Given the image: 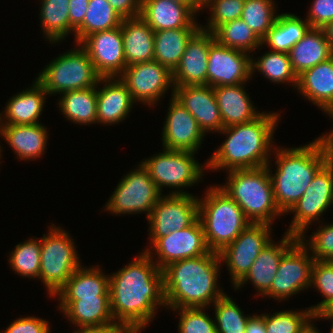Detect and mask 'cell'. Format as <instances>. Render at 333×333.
I'll return each mask as SVG.
<instances>
[{"label": "cell", "instance_id": "obj_1", "mask_svg": "<svg viewBox=\"0 0 333 333\" xmlns=\"http://www.w3.org/2000/svg\"><path fill=\"white\" fill-rule=\"evenodd\" d=\"M148 248L125 267L109 276L111 312L115 323L131 333L144 330L157 307H166L163 272Z\"/></svg>", "mask_w": 333, "mask_h": 333}, {"label": "cell", "instance_id": "obj_2", "mask_svg": "<svg viewBox=\"0 0 333 333\" xmlns=\"http://www.w3.org/2000/svg\"><path fill=\"white\" fill-rule=\"evenodd\" d=\"M327 134V135H326ZM309 144L294 148H277L275 174L266 165L273 186L275 204L282 214L303 196L316 173L333 157V130Z\"/></svg>", "mask_w": 333, "mask_h": 333}, {"label": "cell", "instance_id": "obj_3", "mask_svg": "<svg viewBox=\"0 0 333 333\" xmlns=\"http://www.w3.org/2000/svg\"><path fill=\"white\" fill-rule=\"evenodd\" d=\"M278 113L261 114L254 120L223 128L219 133L226 134L225 141L209 157L205 170L251 169L265 167L269 162L279 117Z\"/></svg>", "mask_w": 333, "mask_h": 333}, {"label": "cell", "instance_id": "obj_4", "mask_svg": "<svg viewBox=\"0 0 333 333\" xmlns=\"http://www.w3.org/2000/svg\"><path fill=\"white\" fill-rule=\"evenodd\" d=\"M221 264L219 253L210 251L166 266L162 270L166 307L179 309L211 306L225 294L217 287Z\"/></svg>", "mask_w": 333, "mask_h": 333}, {"label": "cell", "instance_id": "obj_5", "mask_svg": "<svg viewBox=\"0 0 333 333\" xmlns=\"http://www.w3.org/2000/svg\"><path fill=\"white\" fill-rule=\"evenodd\" d=\"M221 187L242 209L251 223L273 224L283 216L275 204L267 167L231 170Z\"/></svg>", "mask_w": 333, "mask_h": 333}, {"label": "cell", "instance_id": "obj_6", "mask_svg": "<svg viewBox=\"0 0 333 333\" xmlns=\"http://www.w3.org/2000/svg\"><path fill=\"white\" fill-rule=\"evenodd\" d=\"M207 189L205 197L198 199V218L203 225L209 250L219 253L251 222L219 185Z\"/></svg>", "mask_w": 333, "mask_h": 333}, {"label": "cell", "instance_id": "obj_7", "mask_svg": "<svg viewBox=\"0 0 333 333\" xmlns=\"http://www.w3.org/2000/svg\"><path fill=\"white\" fill-rule=\"evenodd\" d=\"M76 46L56 57L36 77L49 95L100 86L101 77L86 50L79 43Z\"/></svg>", "mask_w": 333, "mask_h": 333}, {"label": "cell", "instance_id": "obj_8", "mask_svg": "<svg viewBox=\"0 0 333 333\" xmlns=\"http://www.w3.org/2000/svg\"><path fill=\"white\" fill-rule=\"evenodd\" d=\"M73 239L69 233L51 225L48 235L41 238L39 279L50 297L65 285L69 277L81 266Z\"/></svg>", "mask_w": 333, "mask_h": 333}, {"label": "cell", "instance_id": "obj_9", "mask_svg": "<svg viewBox=\"0 0 333 333\" xmlns=\"http://www.w3.org/2000/svg\"><path fill=\"white\" fill-rule=\"evenodd\" d=\"M194 155L195 153L190 151L163 148V152L154 154L141 163L148 170L160 192L165 186L177 189L173 190L171 194L190 195L180 188L194 186L195 183L200 182L201 176L204 175V166L194 158Z\"/></svg>", "mask_w": 333, "mask_h": 333}, {"label": "cell", "instance_id": "obj_10", "mask_svg": "<svg viewBox=\"0 0 333 333\" xmlns=\"http://www.w3.org/2000/svg\"><path fill=\"white\" fill-rule=\"evenodd\" d=\"M136 168L118 182L119 184L105 205L106 211L119 216L127 213L146 212L148 219L162 193L142 163Z\"/></svg>", "mask_w": 333, "mask_h": 333}, {"label": "cell", "instance_id": "obj_11", "mask_svg": "<svg viewBox=\"0 0 333 333\" xmlns=\"http://www.w3.org/2000/svg\"><path fill=\"white\" fill-rule=\"evenodd\" d=\"M332 204L333 157L316 173L303 196L289 211L294 217L286 233L304 236L308 226L317 222Z\"/></svg>", "mask_w": 333, "mask_h": 333}, {"label": "cell", "instance_id": "obj_12", "mask_svg": "<svg viewBox=\"0 0 333 333\" xmlns=\"http://www.w3.org/2000/svg\"><path fill=\"white\" fill-rule=\"evenodd\" d=\"M315 259L308 248L298 239L283 255L270 290L264 297L284 301L308 289Z\"/></svg>", "mask_w": 333, "mask_h": 333}, {"label": "cell", "instance_id": "obj_13", "mask_svg": "<svg viewBox=\"0 0 333 333\" xmlns=\"http://www.w3.org/2000/svg\"><path fill=\"white\" fill-rule=\"evenodd\" d=\"M271 226L250 223L232 243L219 252L221 262L229 269L233 287L246 276L262 249L272 240Z\"/></svg>", "mask_w": 333, "mask_h": 333}, {"label": "cell", "instance_id": "obj_14", "mask_svg": "<svg viewBox=\"0 0 333 333\" xmlns=\"http://www.w3.org/2000/svg\"><path fill=\"white\" fill-rule=\"evenodd\" d=\"M198 199L192 194L161 195L147 219L150 246L160 237L192 225L198 219Z\"/></svg>", "mask_w": 333, "mask_h": 333}, {"label": "cell", "instance_id": "obj_15", "mask_svg": "<svg viewBox=\"0 0 333 333\" xmlns=\"http://www.w3.org/2000/svg\"><path fill=\"white\" fill-rule=\"evenodd\" d=\"M119 78L135 103L154 106L170 87L174 95L173 72L155 60L126 66Z\"/></svg>", "mask_w": 333, "mask_h": 333}, {"label": "cell", "instance_id": "obj_16", "mask_svg": "<svg viewBox=\"0 0 333 333\" xmlns=\"http://www.w3.org/2000/svg\"><path fill=\"white\" fill-rule=\"evenodd\" d=\"M242 50L210 43L207 63V85L230 86L246 83L251 79V56Z\"/></svg>", "mask_w": 333, "mask_h": 333}, {"label": "cell", "instance_id": "obj_17", "mask_svg": "<svg viewBox=\"0 0 333 333\" xmlns=\"http://www.w3.org/2000/svg\"><path fill=\"white\" fill-rule=\"evenodd\" d=\"M101 78L119 77L126 68L121 26L92 33L79 43Z\"/></svg>", "mask_w": 333, "mask_h": 333}, {"label": "cell", "instance_id": "obj_18", "mask_svg": "<svg viewBox=\"0 0 333 333\" xmlns=\"http://www.w3.org/2000/svg\"><path fill=\"white\" fill-rule=\"evenodd\" d=\"M149 247L154 249L158 258L155 262L161 270L173 262L199 257L210 252L199 218L189 227L160 237Z\"/></svg>", "mask_w": 333, "mask_h": 333}, {"label": "cell", "instance_id": "obj_19", "mask_svg": "<svg viewBox=\"0 0 333 333\" xmlns=\"http://www.w3.org/2000/svg\"><path fill=\"white\" fill-rule=\"evenodd\" d=\"M162 130L163 148L196 153L205 137L196 119L173 96Z\"/></svg>", "mask_w": 333, "mask_h": 333}, {"label": "cell", "instance_id": "obj_20", "mask_svg": "<svg viewBox=\"0 0 333 333\" xmlns=\"http://www.w3.org/2000/svg\"><path fill=\"white\" fill-rule=\"evenodd\" d=\"M173 97L196 119L206 133L220 132L224 127L213 87L188 85L174 88Z\"/></svg>", "mask_w": 333, "mask_h": 333}, {"label": "cell", "instance_id": "obj_21", "mask_svg": "<svg viewBox=\"0 0 333 333\" xmlns=\"http://www.w3.org/2000/svg\"><path fill=\"white\" fill-rule=\"evenodd\" d=\"M213 33L200 28L188 41L179 65L173 71L175 87L207 85V63Z\"/></svg>", "mask_w": 333, "mask_h": 333}, {"label": "cell", "instance_id": "obj_22", "mask_svg": "<svg viewBox=\"0 0 333 333\" xmlns=\"http://www.w3.org/2000/svg\"><path fill=\"white\" fill-rule=\"evenodd\" d=\"M299 239V237L285 233L278 244L271 240L266 245L246 276L234 287L238 289L247 282H252L262 297L270 290L274 276L277 273L282 255ZM275 242V243H274ZM249 280V281H248Z\"/></svg>", "mask_w": 333, "mask_h": 333}, {"label": "cell", "instance_id": "obj_23", "mask_svg": "<svg viewBox=\"0 0 333 333\" xmlns=\"http://www.w3.org/2000/svg\"><path fill=\"white\" fill-rule=\"evenodd\" d=\"M190 7L172 0H141V18L154 30L201 28Z\"/></svg>", "mask_w": 333, "mask_h": 333}, {"label": "cell", "instance_id": "obj_24", "mask_svg": "<svg viewBox=\"0 0 333 333\" xmlns=\"http://www.w3.org/2000/svg\"><path fill=\"white\" fill-rule=\"evenodd\" d=\"M101 83L104 86L97 87V124L111 126L124 121L135 102L126 85L119 77L101 78Z\"/></svg>", "mask_w": 333, "mask_h": 333}, {"label": "cell", "instance_id": "obj_25", "mask_svg": "<svg viewBox=\"0 0 333 333\" xmlns=\"http://www.w3.org/2000/svg\"><path fill=\"white\" fill-rule=\"evenodd\" d=\"M297 91L325 113L333 107V56L298 76Z\"/></svg>", "mask_w": 333, "mask_h": 333}, {"label": "cell", "instance_id": "obj_26", "mask_svg": "<svg viewBox=\"0 0 333 333\" xmlns=\"http://www.w3.org/2000/svg\"><path fill=\"white\" fill-rule=\"evenodd\" d=\"M58 301V308L77 328L117 324L111 312L110 296Z\"/></svg>", "mask_w": 333, "mask_h": 333}, {"label": "cell", "instance_id": "obj_27", "mask_svg": "<svg viewBox=\"0 0 333 333\" xmlns=\"http://www.w3.org/2000/svg\"><path fill=\"white\" fill-rule=\"evenodd\" d=\"M244 84L213 87L224 128L250 122L261 114L245 92Z\"/></svg>", "mask_w": 333, "mask_h": 333}, {"label": "cell", "instance_id": "obj_28", "mask_svg": "<svg viewBox=\"0 0 333 333\" xmlns=\"http://www.w3.org/2000/svg\"><path fill=\"white\" fill-rule=\"evenodd\" d=\"M31 85L30 88H26L8 100L5 110L2 112L4 125L39 123L38 119L42 115L43 106H45V97L49 94L36 79Z\"/></svg>", "mask_w": 333, "mask_h": 333}, {"label": "cell", "instance_id": "obj_29", "mask_svg": "<svg viewBox=\"0 0 333 333\" xmlns=\"http://www.w3.org/2000/svg\"><path fill=\"white\" fill-rule=\"evenodd\" d=\"M121 31L127 66L154 59V30L141 16L124 18Z\"/></svg>", "mask_w": 333, "mask_h": 333}, {"label": "cell", "instance_id": "obj_30", "mask_svg": "<svg viewBox=\"0 0 333 333\" xmlns=\"http://www.w3.org/2000/svg\"><path fill=\"white\" fill-rule=\"evenodd\" d=\"M48 136L47 128L41 122L31 125L3 126V139L21 160H34L44 155Z\"/></svg>", "mask_w": 333, "mask_h": 333}, {"label": "cell", "instance_id": "obj_31", "mask_svg": "<svg viewBox=\"0 0 333 333\" xmlns=\"http://www.w3.org/2000/svg\"><path fill=\"white\" fill-rule=\"evenodd\" d=\"M294 72L299 76L307 69L328 60L333 50L322 28H309L288 52Z\"/></svg>", "mask_w": 333, "mask_h": 333}, {"label": "cell", "instance_id": "obj_32", "mask_svg": "<svg viewBox=\"0 0 333 333\" xmlns=\"http://www.w3.org/2000/svg\"><path fill=\"white\" fill-rule=\"evenodd\" d=\"M58 300H80L110 296L109 275H105L98 266L89 268L80 266L67 280L54 297Z\"/></svg>", "mask_w": 333, "mask_h": 333}, {"label": "cell", "instance_id": "obj_33", "mask_svg": "<svg viewBox=\"0 0 333 333\" xmlns=\"http://www.w3.org/2000/svg\"><path fill=\"white\" fill-rule=\"evenodd\" d=\"M200 28L167 29L154 32V59L172 72L179 65L190 38Z\"/></svg>", "mask_w": 333, "mask_h": 333}, {"label": "cell", "instance_id": "obj_34", "mask_svg": "<svg viewBox=\"0 0 333 333\" xmlns=\"http://www.w3.org/2000/svg\"><path fill=\"white\" fill-rule=\"evenodd\" d=\"M309 28L308 21H303L294 13L279 14L274 25L262 39V46L267 44L273 51L288 54Z\"/></svg>", "mask_w": 333, "mask_h": 333}, {"label": "cell", "instance_id": "obj_35", "mask_svg": "<svg viewBox=\"0 0 333 333\" xmlns=\"http://www.w3.org/2000/svg\"><path fill=\"white\" fill-rule=\"evenodd\" d=\"M59 109L75 124L97 123V86L72 90L60 95Z\"/></svg>", "mask_w": 333, "mask_h": 333}, {"label": "cell", "instance_id": "obj_36", "mask_svg": "<svg viewBox=\"0 0 333 333\" xmlns=\"http://www.w3.org/2000/svg\"><path fill=\"white\" fill-rule=\"evenodd\" d=\"M39 19L45 39L53 44L70 34L69 0H41Z\"/></svg>", "mask_w": 333, "mask_h": 333}, {"label": "cell", "instance_id": "obj_37", "mask_svg": "<svg viewBox=\"0 0 333 333\" xmlns=\"http://www.w3.org/2000/svg\"><path fill=\"white\" fill-rule=\"evenodd\" d=\"M122 20L108 0H89L83 23L75 30V43L92 33L119 27Z\"/></svg>", "mask_w": 333, "mask_h": 333}, {"label": "cell", "instance_id": "obj_38", "mask_svg": "<svg viewBox=\"0 0 333 333\" xmlns=\"http://www.w3.org/2000/svg\"><path fill=\"white\" fill-rule=\"evenodd\" d=\"M251 74L256 70L261 72L271 83H292L296 88L298 76L294 72L289 55L283 52L267 51L260 58L253 60L251 57Z\"/></svg>", "mask_w": 333, "mask_h": 333}, {"label": "cell", "instance_id": "obj_39", "mask_svg": "<svg viewBox=\"0 0 333 333\" xmlns=\"http://www.w3.org/2000/svg\"><path fill=\"white\" fill-rule=\"evenodd\" d=\"M212 33L219 44L247 53L262 46V40L241 18L222 24Z\"/></svg>", "mask_w": 333, "mask_h": 333}, {"label": "cell", "instance_id": "obj_40", "mask_svg": "<svg viewBox=\"0 0 333 333\" xmlns=\"http://www.w3.org/2000/svg\"><path fill=\"white\" fill-rule=\"evenodd\" d=\"M41 239L30 238L15 246L9 258V264L18 275L39 279Z\"/></svg>", "mask_w": 333, "mask_h": 333}, {"label": "cell", "instance_id": "obj_41", "mask_svg": "<svg viewBox=\"0 0 333 333\" xmlns=\"http://www.w3.org/2000/svg\"><path fill=\"white\" fill-rule=\"evenodd\" d=\"M273 0H245L241 19L262 40L274 25L278 14Z\"/></svg>", "mask_w": 333, "mask_h": 333}, {"label": "cell", "instance_id": "obj_42", "mask_svg": "<svg viewBox=\"0 0 333 333\" xmlns=\"http://www.w3.org/2000/svg\"><path fill=\"white\" fill-rule=\"evenodd\" d=\"M217 333H245L250 316H245L226 293L213 303Z\"/></svg>", "mask_w": 333, "mask_h": 333}, {"label": "cell", "instance_id": "obj_43", "mask_svg": "<svg viewBox=\"0 0 333 333\" xmlns=\"http://www.w3.org/2000/svg\"><path fill=\"white\" fill-rule=\"evenodd\" d=\"M306 309L276 311L271 315L265 313L266 333H299L304 324L314 316L309 307Z\"/></svg>", "mask_w": 333, "mask_h": 333}, {"label": "cell", "instance_id": "obj_44", "mask_svg": "<svg viewBox=\"0 0 333 333\" xmlns=\"http://www.w3.org/2000/svg\"><path fill=\"white\" fill-rule=\"evenodd\" d=\"M207 308H179V333H217L215 321L204 311Z\"/></svg>", "mask_w": 333, "mask_h": 333}, {"label": "cell", "instance_id": "obj_45", "mask_svg": "<svg viewBox=\"0 0 333 333\" xmlns=\"http://www.w3.org/2000/svg\"><path fill=\"white\" fill-rule=\"evenodd\" d=\"M245 0H212L205 8L211 9L209 21L203 30L213 32L222 24L241 18Z\"/></svg>", "mask_w": 333, "mask_h": 333}, {"label": "cell", "instance_id": "obj_46", "mask_svg": "<svg viewBox=\"0 0 333 333\" xmlns=\"http://www.w3.org/2000/svg\"><path fill=\"white\" fill-rule=\"evenodd\" d=\"M310 286L317 288L316 290L324 297L320 303L309 308L315 315L327 302L333 299V261H314Z\"/></svg>", "mask_w": 333, "mask_h": 333}, {"label": "cell", "instance_id": "obj_47", "mask_svg": "<svg viewBox=\"0 0 333 333\" xmlns=\"http://www.w3.org/2000/svg\"><path fill=\"white\" fill-rule=\"evenodd\" d=\"M318 228L311 234V239L306 240V235L300 236L299 239L311 251L310 254L315 260L333 261V223Z\"/></svg>", "mask_w": 333, "mask_h": 333}, {"label": "cell", "instance_id": "obj_48", "mask_svg": "<svg viewBox=\"0 0 333 333\" xmlns=\"http://www.w3.org/2000/svg\"><path fill=\"white\" fill-rule=\"evenodd\" d=\"M306 16L311 28H323L333 21V0H314Z\"/></svg>", "mask_w": 333, "mask_h": 333}, {"label": "cell", "instance_id": "obj_49", "mask_svg": "<svg viewBox=\"0 0 333 333\" xmlns=\"http://www.w3.org/2000/svg\"><path fill=\"white\" fill-rule=\"evenodd\" d=\"M50 325L48 321L34 317H20L12 322L4 332L0 333H49Z\"/></svg>", "mask_w": 333, "mask_h": 333}, {"label": "cell", "instance_id": "obj_50", "mask_svg": "<svg viewBox=\"0 0 333 333\" xmlns=\"http://www.w3.org/2000/svg\"><path fill=\"white\" fill-rule=\"evenodd\" d=\"M89 0H69V18H70V33L83 23L84 16L88 8Z\"/></svg>", "mask_w": 333, "mask_h": 333}, {"label": "cell", "instance_id": "obj_51", "mask_svg": "<svg viewBox=\"0 0 333 333\" xmlns=\"http://www.w3.org/2000/svg\"><path fill=\"white\" fill-rule=\"evenodd\" d=\"M108 2L123 19L140 16L141 0H108Z\"/></svg>", "mask_w": 333, "mask_h": 333}, {"label": "cell", "instance_id": "obj_52", "mask_svg": "<svg viewBox=\"0 0 333 333\" xmlns=\"http://www.w3.org/2000/svg\"><path fill=\"white\" fill-rule=\"evenodd\" d=\"M78 329V330H77ZM74 333H131L125 326L112 324L100 327H80Z\"/></svg>", "mask_w": 333, "mask_h": 333}, {"label": "cell", "instance_id": "obj_53", "mask_svg": "<svg viewBox=\"0 0 333 333\" xmlns=\"http://www.w3.org/2000/svg\"><path fill=\"white\" fill-rule=\"evenodd\" d=\"M245 333H266L265 313L250 316Z\"/></svg>", "mask_w": 333, "mask_h": 333}, {"label": "cell", "instance_id": "obj_54", "mask_svg": "<svg viewBox=\"0 0 333 333\" xmlns=\"http://www.w3.org/2000/svg\"><path fill=\"white\" fill-rule=\"evenodd\" d=\"M314 316L318 319H333V299L327 302Z\"/></svg>", "mask_w": 333, "mask_h": 333}, {"label": "cell", "instance_id": "obj_55", "mask_svg": "<svg viewBox=\"0 0 333 333\" xmlns=\"http://www.w3.org/2000/svg\"><path fill=\"white\" fill-rule=\"evenodd\" d=\"M317 320L315 316L311 317L304 326L300 329L299 333H319L317 327H315V324L312 320ZM313 322V323H312Z\"/></svg>", "mask_w": 333, "mask_h": 333}, {"label": "cell", "instance_id": "obj_56", "mask_svg": "<svg viewBox=\"0 0 333 333\" xmlns=\"http://www.w3.org/2000/svg\"><path fill=\"white\" fill-rule=\"evenodd\" d=\"M326 39L328 40L332 50H333V21L326 24L323 28Z\"/></svg>", "mask_w": 333, "mask_h": 333}, {"label": "cell", "instance_id": "obj_57", "mask_svg": "<svg viewBox=\"0 0 333 333\" xmlns=\"http://www.w3.org/2000/svg\"><path fill=\"white\" fill-rule=\"evenodd\" d=\"M172 1H176L179 2L181 4H184L188 7H190L195 13H200V9L194 4V2L192 0H172Z\"/></svg>", "mask_w": 333, "mask_h": 333}, {"label": "cell", "instance_id": "obj_58", "mask_svg": "<svg viewBox=\"0 0 333 333\" xmlns=\"http://www.w3.org/2000/svg\"><path fill=\"white\" fill-rule=\"evenodd\" d=\"M194 4L201 10L204 9L212 0H192Z\"/></svg>", "mask_w": 333, "mask_h": 333}, {"label": "cell", "instance_id": "obj_59", "mask_svg": "<svg viewBox=\"0 0 333 333\" xmlns=\"http://www.w3.org/2000/svg\"><path fill=\"white\" fill-rule=\"evenodd\" d=\"M3 116L2 114L0 113V136L3 137ZM0 150H1V146H0Z\"/></svg>", "mask_w": 333, "mask_h": 333}, {"label": "cell", "instance_id": "obj_60", "mask_svg": "<svg viewBox=\"0 0 333 333\" xmlns=\"http://www.w3.org/2000/svg\"><path fill=\"white\" fill-rule=\"evenodd\" d=\"M327 115H329V116L333 119V107H332V109L327 113Z\"/></svg>", "mask_w": 333, "mask_h": 333}, {"label": "cell", "instance_id": "obj_61", "mask_svg": "<svg viewBox=\"0 0 333 333\" xmlns=\"http://www.w3.org/2000/svg\"><path fill=\"white\" fill-rule=\"evenodd\" d=\"M326 320H332V322H333V319H326ZM331 326H332V327H331L330 333H333V323H332Z\"/></svg>", "mask_w": 333, "mask_h": 333}]
</instances>
